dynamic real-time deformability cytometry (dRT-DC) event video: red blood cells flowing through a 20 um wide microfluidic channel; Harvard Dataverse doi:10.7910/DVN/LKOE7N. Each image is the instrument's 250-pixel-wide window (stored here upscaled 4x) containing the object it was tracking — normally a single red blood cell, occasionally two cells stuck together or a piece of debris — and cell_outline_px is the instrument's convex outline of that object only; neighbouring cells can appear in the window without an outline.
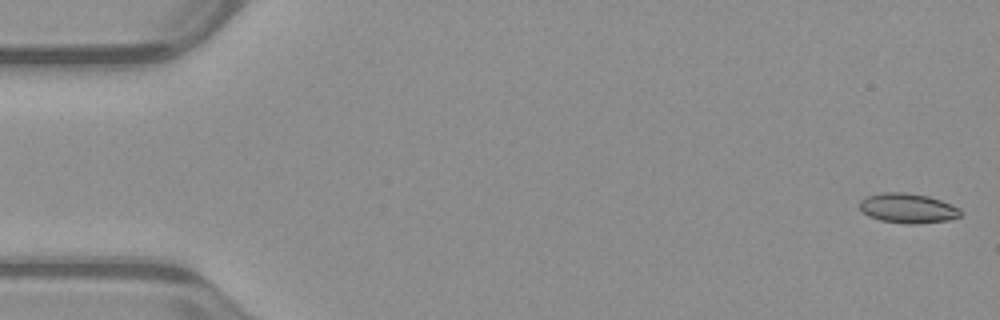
{"species": "common noctule bat (a hibernating species)", "species_latin": "Nyctalus noctula", "temperature_condition": "warm", "stored_images_in_passage": 1, "camera_frame_rate_fps": 3000, "um_per_image_px": 0.085, "animal": {"sex": "male", "body_mass_g": 23.1, "forearm_length_mm": 52.7}, "frame": {"image": 1, "passage_image": 1, "time_ms": 0.0, "image_size_px": [1000, 320], "cell_outline_px": [[964, 212], [960, 216], [948, 220], [912, 224], [908, 224], [880, 220], [868, 216], [860, 212], [860, 200], [864, 196], [884, 192], [904, 192], [928, 196], [940, 200], [960, 208]], "centroid_in_image_um": [77.14, 17.69], "position_along_channel_um": 7.9, "area_um2": 17.63}}